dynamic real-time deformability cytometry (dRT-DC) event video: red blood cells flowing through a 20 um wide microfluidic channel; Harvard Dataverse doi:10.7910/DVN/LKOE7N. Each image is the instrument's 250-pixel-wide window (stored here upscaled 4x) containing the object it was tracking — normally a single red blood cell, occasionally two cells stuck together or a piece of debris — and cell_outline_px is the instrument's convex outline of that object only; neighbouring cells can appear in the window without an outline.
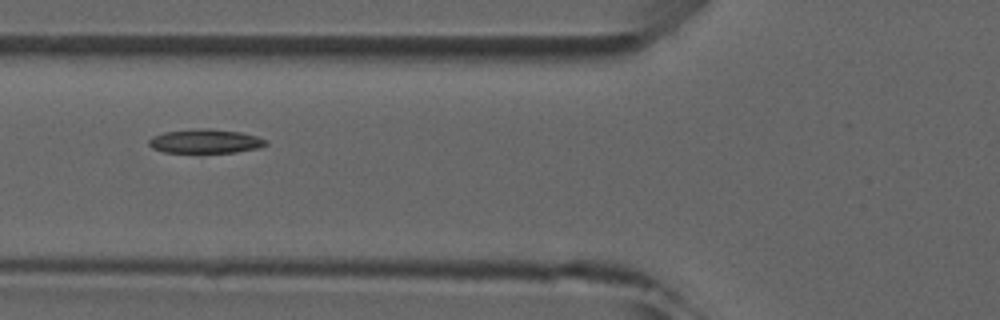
{"species": "common noctule bat (a hibernating species)", "species_latin": "Nyctalus noctula", "temperature_condition": "room temperature", "stored_images_in_passage": 6, "camera_frame_rate_fps": 3000, "um_per_image_px": 0.085, "animal": {"sex": "male", "forearm_length_mm": 52.5}, "frame": {"image": 1, "passage_image": 5, "time_ms": 5.667, "image_size_px": [1000, 320], "cell_outline_px": [[268, 144], [260, 148], [236, 152], [164, 152], [152, 148], [148, 144], [148, 140], [152, 136], [164, 132], [204, 128], [208, 128], [240, 132], [256, 136], [268, 140]], "centroid_in_image_um": [17.47, 12.0], "position_along_channel_um": 108.3, "area_um2": 16.36}}
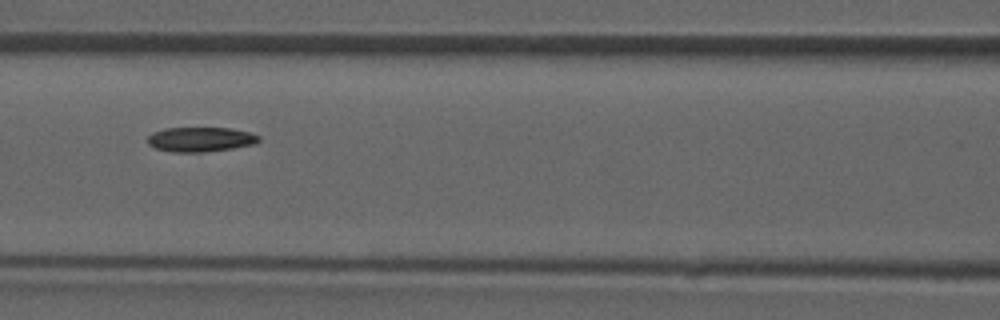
{"frame": {"image": 2, "passage_image": 6, "time_ms": 6.667, "image_size_px": [1000, 320], "cell_outline_px": [[260, 140], [256, 144], [232, 148], [200, 152], [172, 152], [156, 148], [148, 144], [148, 136], [152, 132], [164, 128], [228, 128], [248, 132], [260, 136]], "centroid_in_image_um": [17.03, 11.84], "position_along_channel_um": 149.6, "area_um2": 15.9}}